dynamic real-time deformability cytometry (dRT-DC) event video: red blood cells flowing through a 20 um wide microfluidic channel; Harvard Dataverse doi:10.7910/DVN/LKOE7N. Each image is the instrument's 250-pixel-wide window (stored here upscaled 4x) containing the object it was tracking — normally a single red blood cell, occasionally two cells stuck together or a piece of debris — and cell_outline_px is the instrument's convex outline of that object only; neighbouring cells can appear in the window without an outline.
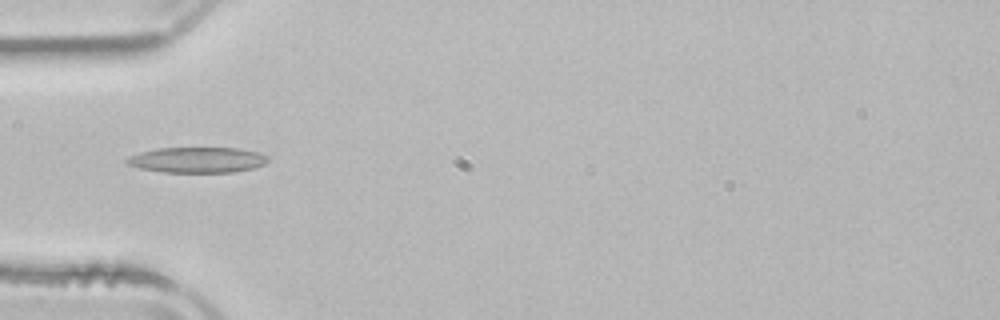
{"species": "common noctule bat (a hibernating species)", "species_latin": "Nyctalus noctula", "temperature_condition": "room temperature", "stored_images_in_passage": 4, "camera_frame_rate_fps": 3000, "um_per_image_px": 0.085, "animal": {"sex": "male", "body_mass_g": 21.5, "forearm_length_mm": 52.0}, "frame": {"image": 1, "passage_image": 4, "time_ms": 4.333, "image_size_px": [1000, 320], "cell_outline_px": [[268, 160], [264, 164], [252, 168], [232, 172], [164, 172], [140, 168], [128, 164], [124, 160], [128, 156], [140, 152], [156, 148], [236, 148], [256, 152], [268, 156]], "centroid_in_image_um": [16.73, 13.59], "position_along_channel_um": 68.3, "area_um2": 20.87}}